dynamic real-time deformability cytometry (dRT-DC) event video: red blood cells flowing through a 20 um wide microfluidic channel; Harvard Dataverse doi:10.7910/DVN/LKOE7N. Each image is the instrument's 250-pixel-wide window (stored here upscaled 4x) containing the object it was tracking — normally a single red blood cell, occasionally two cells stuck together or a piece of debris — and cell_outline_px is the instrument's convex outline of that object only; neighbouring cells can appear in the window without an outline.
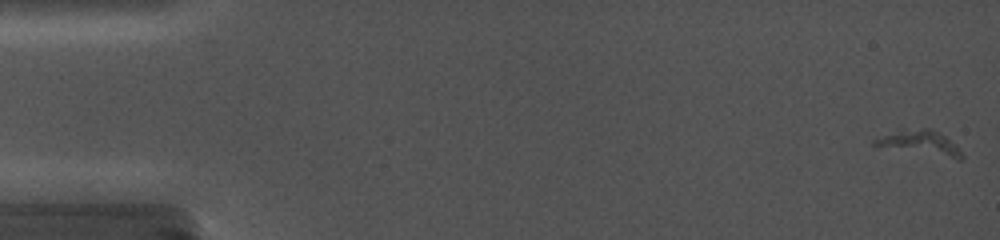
{"species": "common noctule bat (a hibernating species)", "species_latin": "Nyctalus noctula", "temperature_condition": "cold", "stored_images_in_passage": 7, "camera_frame_rate_fps": 5000, "um_per_image_px": 0.085, "animal": {"sex": "female", "body_mass_g": 19.0, "forearm_length_mm": 56.7}, "frame": {"image": 1, "passage_image": 1, "time_ms": 0.0, "image_size_px": [1000, 240], "cell_outline_px": [[964, 160], [960, 160], [876, 148], [872, 144], [872, 140], [900, 128], [928, 128], [944, 136], [964, 156]], "centroid_in_image_um": [78.06, 12.17], "position_along_channel_um": 6.9, "area_um2": 12.95}}
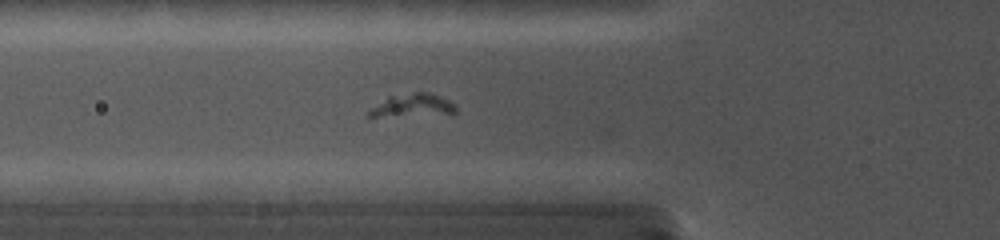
{"frame": {"image": 2, "passage_image": 7, "time_ms": 6.4, "image_size_px": [1000, 240], "cell_outline_px": [[456, 112], [452, 116], [368, 116], [368, 112], [372, 108], [388, 96], [412, 92], [428, 92], [440, 96], [456, 104]], "centroid_in_image_um": [35.2, 8.99], "position_along_channel_um": 90.6, "area_um2": 12.08}}